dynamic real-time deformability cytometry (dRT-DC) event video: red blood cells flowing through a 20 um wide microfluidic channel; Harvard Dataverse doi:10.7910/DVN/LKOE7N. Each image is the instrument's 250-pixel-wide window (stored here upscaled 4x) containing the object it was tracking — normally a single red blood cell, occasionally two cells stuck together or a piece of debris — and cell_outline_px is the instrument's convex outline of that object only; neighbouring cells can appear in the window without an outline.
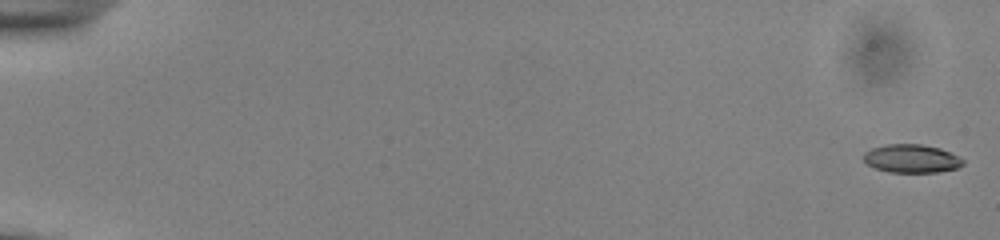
{"species": "common noctule bat (a hibernating species)", "species_latin": "Nyctalus noctula", "temperature_condition": "cold", "stored_images_in_passage": 55, "camera_frame_rate_fps": 3000, "um_per_image_px": 0.085, "animal": {"sex": "male", "body_mass_g": 13.0, "forearm_length_mm": 53.1}, "frame": {"image": 1, "passage_image": 1, "time_ms": 0.0, "image_size_px": [1000, 240], "cell_outline_px": [[964, 164], [956, 168], [940, 172], [888, 172], [876, 168], [868, 164], [864, 160], [864, 152], [872, 148], [888, 144], [920, 144], [940, 148], [964, 160]], "centroid_in_image_um": [77.47, 13.48], "position_along_channel_um": 7.5, "area_um2": 16.24}}
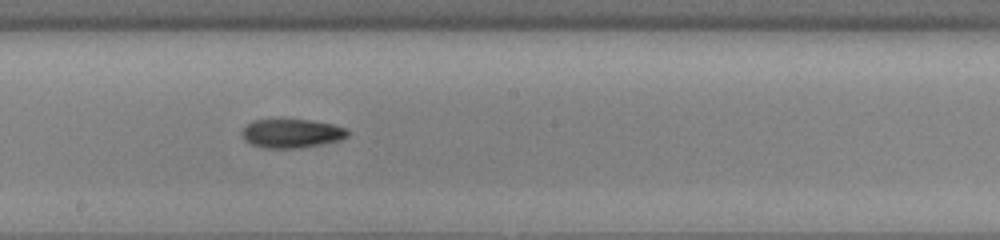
{"frame": {"image": 2, "passage_image": 32, "time_ms": 10.333, "image_size_px": [1000, 240], "cell_outline_px": [[352, 132], [348, 136], [340, 140], [324, 144], [300, 148], [264, 148], [252, 144], [244, 140], [240, 132], [252, 120], [312, 120], [332, 124], [348, 128]], "centroid_in_image_um": [24.84, 11.34], "position_along_channel_um": 223.4, "area_um2": 17.98}}
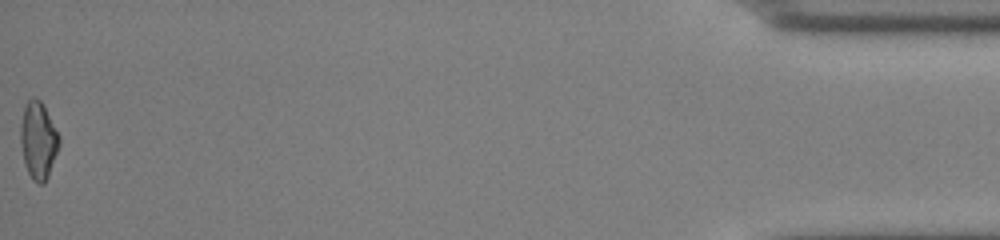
{"frame": {"image": 3, "passage_image": 55, "time_ms": 18.0, "image_size_px": [1000, 240], "cell_outline_px": [[60, 144], [48, 176], [44, 184], [36, 184], [32, 180], [28, 172], [24, 160], [20, 144], [20, 124], [24, 108], [28, 100], [32, 96], [36, 96], [44, 104], [60, 136]], "centroid_in_image_um": [3.26, 11.91], "position_along_channel_um": 431.9, "area_um2": 17.63}, "authors_computed_cell_mechanics": {"area_um2": 17.3978, "velocity_mm_per_s": 3.8818, "shape_relaxation_time_tau1_ms": 4.4703, "shape_relaxation_time_tau2_ms": 6.2383, "deformation_change_tau1": 0.1265, "deformation_change_tau2": 0.1345}}